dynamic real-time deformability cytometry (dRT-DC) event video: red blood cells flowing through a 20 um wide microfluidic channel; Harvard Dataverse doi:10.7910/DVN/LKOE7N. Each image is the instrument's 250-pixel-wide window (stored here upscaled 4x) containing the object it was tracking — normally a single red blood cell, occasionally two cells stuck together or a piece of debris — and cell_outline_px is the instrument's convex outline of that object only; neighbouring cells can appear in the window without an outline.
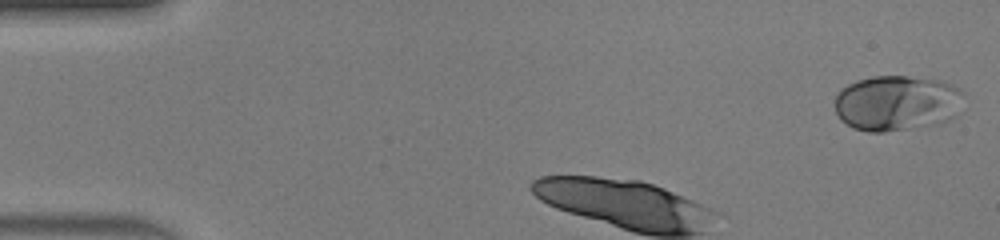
{"species": "human", "species_latin": "Homo sapiens", "temperature_condition": "warm", "stored_images_in_passage": 10, "camera_frame_rate_fps": 3000, "um_per_image_px": 0.085, "donor": {"sex": "male"}, "frame": {"image": 1, "passage_image": 1, "time_ms": 0.0, "image_size_px": [1000, 240], "cell_outline_px": [[964, 96], [956, 116], [952, 120], [940, 124], [884, 132], [868, 132], [852, 128], [840, 120], [836, 112], [836, 96], [840, 88], [856, 80], [872, 76], [908, 76], [944, 80], [960, 88], [964, 92]], "centroid_in_image_um": [76.27, 8.76], "position_along_channel_um": 8.7, "area_um2": 42.54}}